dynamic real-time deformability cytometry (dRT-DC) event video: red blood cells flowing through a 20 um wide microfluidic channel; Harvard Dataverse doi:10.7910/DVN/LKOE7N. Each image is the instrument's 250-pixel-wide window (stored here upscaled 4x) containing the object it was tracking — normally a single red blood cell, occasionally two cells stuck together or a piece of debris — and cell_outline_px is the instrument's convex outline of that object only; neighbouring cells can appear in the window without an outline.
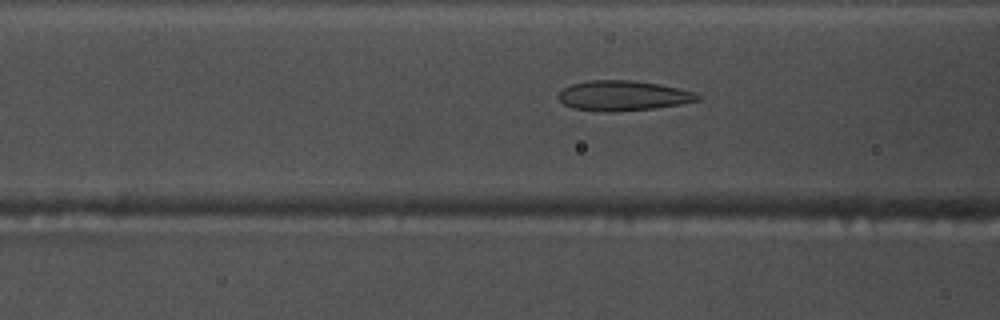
{"species": "common noctule bat (a hibernating species)", "species_latin": "Nyctalus noctula", "temperature_condition": "warm", "stored_images_in_passage": 53, "camera_frame_rate_fps": 3000, "um_per_image_px": 0.085, "animal": {"sex": "male", "body_mass_g": 17.5, "forearm_length_mm": 52.3}, "frame": {"image": 1, "passage_image": 20, "time_ms": 6.333, "image_size_px": [1000, 320], "cell_outline_px": [[700, 100], [680, 104], [656, 108], [612, 112], [604, 112], [572, 108], [564, 104], [556, 96], [564, 88], [572, 84], [588, 80], [632, 80], [660, 84], [696, 92], [700, 96]], "centroid_in_image_um": [52.96, 8.13], "position_along_channel_um": 113.6, "area_um2": 24.51}}
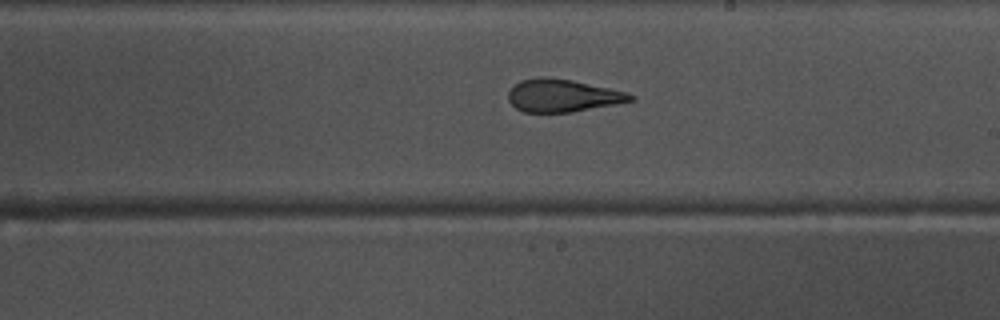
{"frame": {"image": 2, "passage_image": 30, "time_ms": 9.667, "image_size_px": [1000, 320], "cell_outline_px": [[636, 100], [616, 104], [572, 112], [524, 112], [516, 108], [508, 100], [508, 92], [520, 80], [536, 76], [540, 76], [572, 80], [628, 92], [636, 96]], "centroid_in_image_um": [47.84, 8.12], "position_along_channel_um": 241.2, "area_um2": 23.35}}
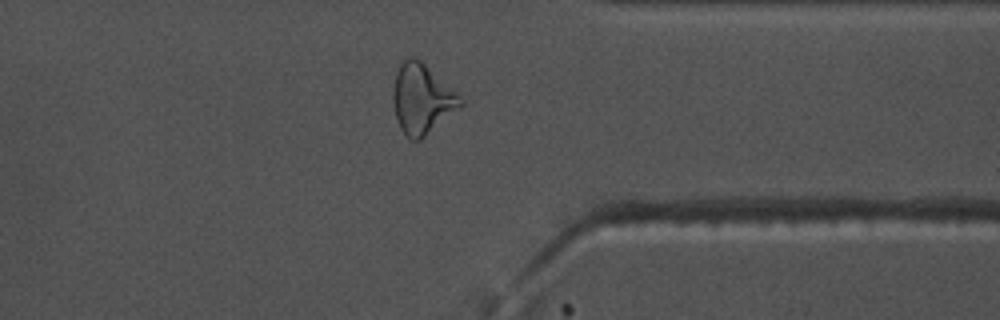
{"frame": {"image": 3, "passage_image": 41, "time_ms": 13.333, "image_size_px": [1000, 320], "cell_outline_px": [[464, 104], [460, 108], [420, 140], [412, 140], [400, 128], [396, 120], [392, 100], [392, 96], [396, 72], [404, 56], [416, 56], [456, 92], [464, 100]], "centroid_in_image_um": [35.84, 8.39], "position_along_channel_um": 375.6, "area_um2": 27.46}, "authors_computed_cell_mechanics": {"area_um2": 24.7962, "velocity_mm_per_s": 3.8347, "shape_relaxation_time_tau1_ms": null, "shape_relaxation_time_tau2_ms": 1.7076, "deformation_change_tau1": null, "deformation_change_tau2": 0.0949}}